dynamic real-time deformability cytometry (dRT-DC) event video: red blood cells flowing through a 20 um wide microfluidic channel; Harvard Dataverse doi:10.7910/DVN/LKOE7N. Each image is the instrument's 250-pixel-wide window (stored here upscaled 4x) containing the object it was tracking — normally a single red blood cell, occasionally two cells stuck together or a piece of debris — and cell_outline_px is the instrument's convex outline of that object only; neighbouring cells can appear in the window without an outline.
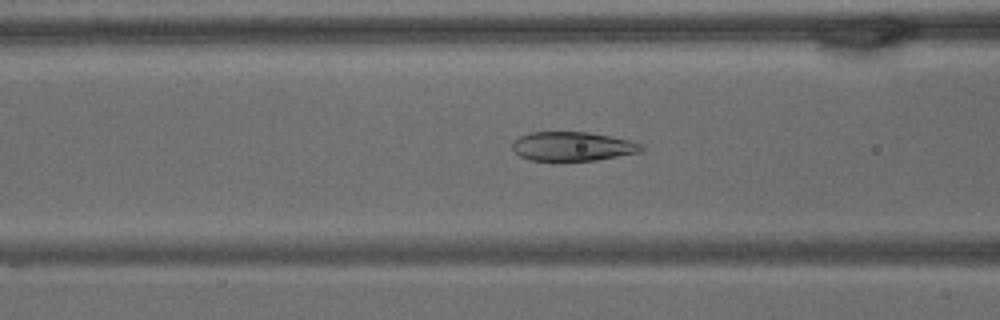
{"species": "common noctule bat (a hibernating species)", "species_latin": "Nyctalus noctula", "temperature_condition": "warm", "stored_images_in_passage": 62, "camera_frame_rate_fps": 3000, "um_per_image_px": 0.085, "animal": {"sex": "male", "body_mass_g": 15.6}, "frame": {"image": 1, "passage_image": 22, "time_ms": 7.0, "image_size_px": [1000, 320], "cell_outline_px": [[644, 148], [640, 152], [596, 160], [528, 160], [520, 156], [512, 148], [512, 144], [520, 136], [528, 132], [588, 132], [628, 140], [640, 144]], "centroid_in_image_um": [48.64, 12.44], "position_along_channel_um": 118.0, "area_um2": 21.56}}
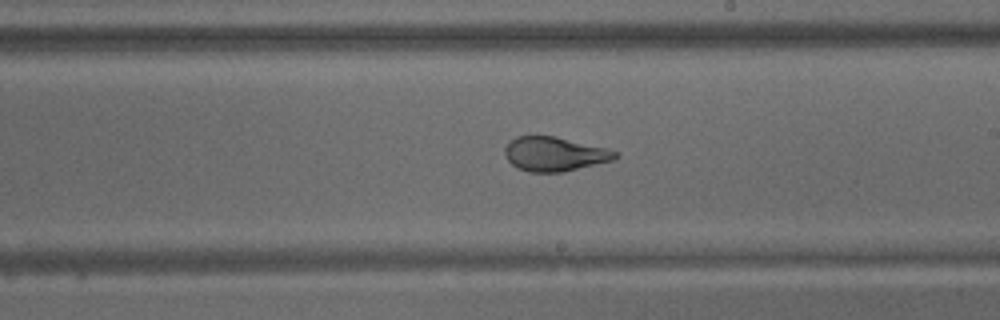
{"frame": {"image": 2, "passage_image": 34, "time_ms": 11.0, "image_size_px": [1000, 320], "cell_outline_px": [[620, 156], [612, 160], [564, 172], [528, 172], [516, 168], [508, 160], [504, 152], [504, 148], [516, 136], [556, 136], [608, 148], [616, 152]], "centroid_in_image_um": [47.14, 13.09], "position_along_channel_um": 241.9, "area_um2": 22.08}}
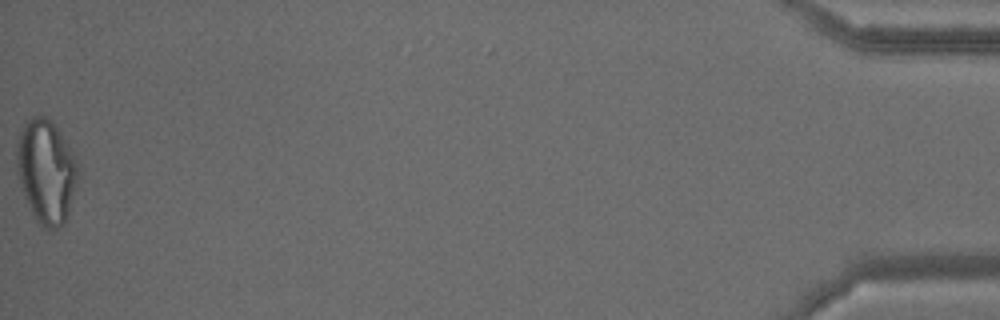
{"frame": {"image": 3, "passage_image": 62, "time_ms": 20.333, "image_size_px": [1000, 320], "cell_outline_px": [[76, 180], [68, 212], [64, 220], [56, 228], [48, 232], [36, 220], [24, 196], [16, 172], [16, 144], [20, 132], [24, 124], [32, 116], [40, 112], [52, 120], [72, 152], [76, 160]], "centroid_in_image_um": [3.87, 14.51], "position_along_channel_um": 431.3, "area_um2": 36.65}, "authors_computed_cell_mechanics": {"area_um2": 27.0504, "velocity_mm_per_s": 3.1006, "shape_relaxation_time_tau1_ms": 8.4291, "shape_relaxation_time_tau2_ms": 1.1001, "deformation_change_tau1": 0.2354, "deformation_change_tau2": 0.0527}}